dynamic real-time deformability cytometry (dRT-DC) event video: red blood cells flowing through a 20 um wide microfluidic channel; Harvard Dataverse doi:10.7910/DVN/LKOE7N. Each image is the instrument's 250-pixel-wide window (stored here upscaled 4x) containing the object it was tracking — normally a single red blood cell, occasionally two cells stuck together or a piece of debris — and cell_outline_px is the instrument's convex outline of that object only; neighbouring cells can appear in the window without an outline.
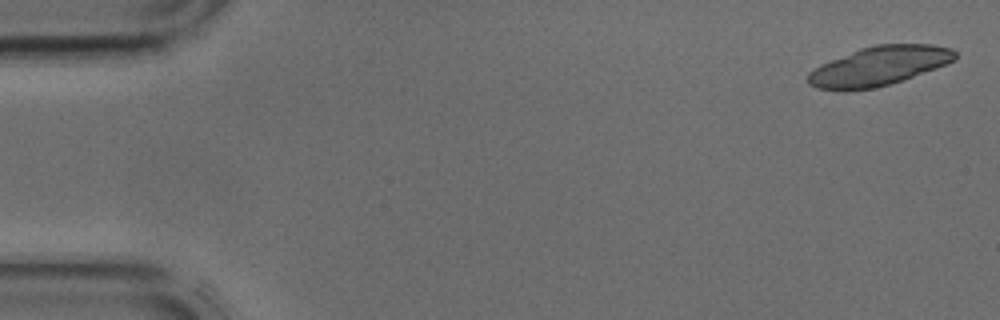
{"species": "common noctule bat (a hibernating species)", "species_latin": "Nyctalus noctula", "temperature_condition": "cold", "stored_images_in_passage": 14, "camera_frame_rate_fps": 3000, "um_per_image_px": 0.085, "animal": {"sex": "male", "body_mass_g": 17.9, "forearm_length_mm": 54.2}, "frame": {"image": 1, "passage_image": 1, "time_ms": 0.0, "image_size_px": [1000, 320], "cell_outline_px": [[956, 60], [936, 68], [888, 84], [872, 88], [844, 92], [816, 88], [808, 84], [808, 72], [820, 64], [860, 48], [876, 44], [932, 44], [952, 48], [956, 52]], "centroid_in_image_um": [74.67, 5.61], "position_along_channel_um": 10.3, "area_um2": 33.64}}